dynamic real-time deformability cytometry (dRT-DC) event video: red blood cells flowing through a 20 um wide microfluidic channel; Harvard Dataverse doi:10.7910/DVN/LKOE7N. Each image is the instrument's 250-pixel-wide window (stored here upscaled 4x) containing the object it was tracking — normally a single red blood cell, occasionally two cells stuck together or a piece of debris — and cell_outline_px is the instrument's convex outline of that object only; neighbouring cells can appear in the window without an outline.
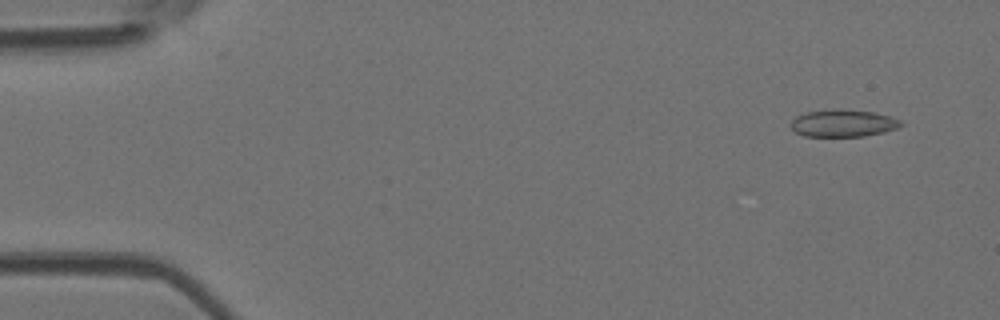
{"species": "Egyptian fruit bat (a non-hibernating species)", "species_latin": "Rousettus aegyptiacus", "temperature_condition": "room temperature", "stored_images_in_passage": 53, "camera_frame_rate_fps": 3000, "um_per_image_px": 0.085, "animal": {"sex": "female"}, "frame": {"image": 1, "passage_image": 4, "time_ms": 1.0, "image_size_px": [1000, 320], "cell_outline_px": [[904, 124], [896, 128], [884, 132], [864, 136], [804, 136], [796, 132], [792, 128], [792, 120], [796, 116], [804, 112], [832, 108], [840, 108], [872, 112], [888, 116], [900, 120]], "centroid_in_image_um": [71.64, 10.46], "position_along_channel_um": 13.4, "area_um2": 17.51}}
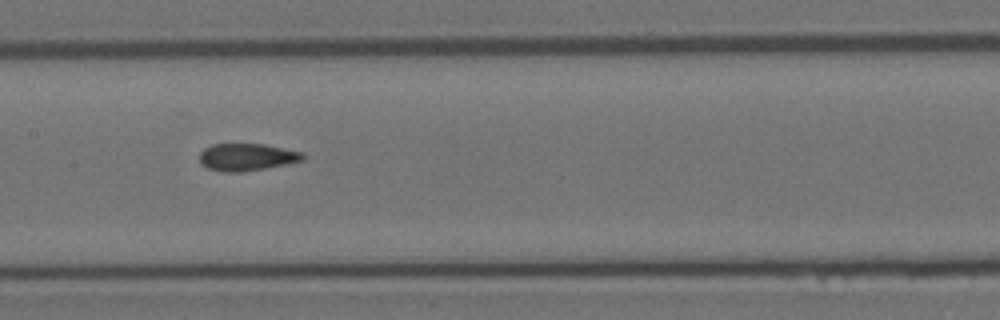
{"frame": {"image": 2, "passage_image": 26, "time_ms": 8.333, "image_size_px": [1000, 320], "cell_outline_px": [[304, 160], [244, 172], [224, 172], [208, 168], [200, 164], [200, 152], [204, 148], [212, 144], [264, 144], [304, 152]], "centroid_in_image_um": [20.96, 13.35], "position_along_channel_um": 186.4, "area_um2": 16.42}}
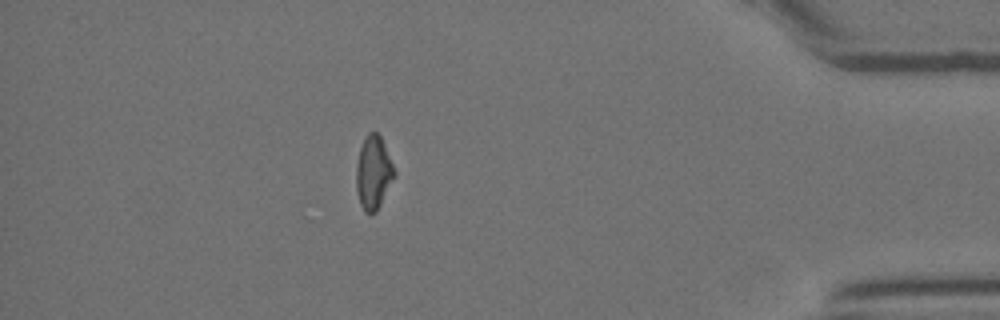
{"frame": {"image": 3, "passage_image": 46, "time_ms": 15.0, "image_size_px": [1000, 320], "cell_outline_px": [[396, 176], [376, 212], [364, 212], [360, 204], [356, 188], [356, 164], [360, 148], [368, 132], [376, 132], [380, 136], [396, 172]], "centroid_in_image_um": [31.74, 14.69], "position_along_channel_um": 403.5, "area_um2": 16.18}, "authors_computed_cell_mechanics": {"area_um2": 16.8776, "velocity_mm_per_s": 3.9242, "shape_relaxation_time_tau1_ms": null, "shape_relaxation_time_tau2_ms": 2.1176, "deformation_change_tau1": null, "deformation_change_tau2": 0.0747}}